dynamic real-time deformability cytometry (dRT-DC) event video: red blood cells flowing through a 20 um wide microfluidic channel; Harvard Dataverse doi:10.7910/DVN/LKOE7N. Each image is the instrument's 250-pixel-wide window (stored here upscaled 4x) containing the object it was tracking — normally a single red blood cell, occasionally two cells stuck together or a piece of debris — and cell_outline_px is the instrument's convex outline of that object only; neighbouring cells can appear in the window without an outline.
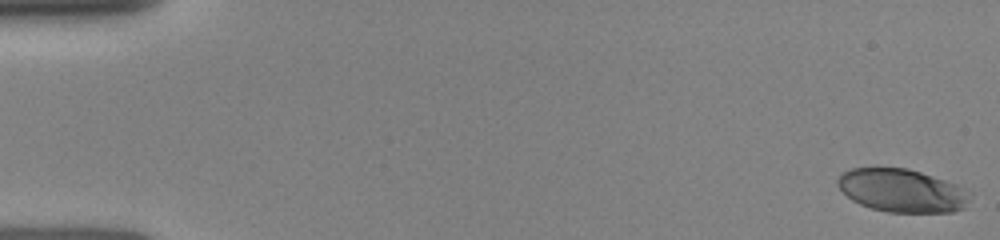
{"species": "human", "species_latin": "Homo sapiens", "temperature_condition": "room temperature", "stored_images_in_passage": 10, "camera_frame_rate_fps": 3000, "um_per_image_px": 0.085, "donor": {"sex": "female"}, "frame": {"image": 1, "passage_image": 1, "time_ms": 0.0, "image_size_px": [1000, 240], "cell_outline_px": [[972, 192], [964, 208], [952, 212], [888, 212], [872, 208], [860, 204], [852, 200], [836, 184], [836, 180], [844, 172], [852, 168], [876, 164], [908, 168], [956, 184]], "centroid_in_image_um": [76.63, 16.15], "position_along_channel_um": 8.4, "area_um2": 33.87}}